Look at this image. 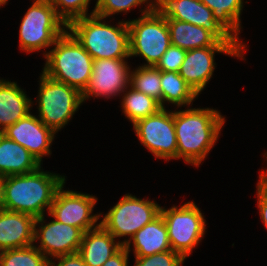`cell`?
I'll return each instance as SVG.
<instances>
[{"label": "cell", "mask_w": 267, "mask_h": 266, "mask_svg": "<svg viewBox=\"0 0 267 266\" xmlns=\"http://www.w3.org/2000/svg\"><path fill=\"white\" fill-rule=\"evenodd\" d=\"M243 46H210L186 50L185 59L179 71L180 76L199 96L213 76L216 68L215 53L246 60Z\"/></svg>", "instance_id": "cell-13"}, {"label": "cell", "mask_w": 267, "mask_h": 266, "mask_svg": "<svg viewBox=\"0 0 267 266\" xmlns=\"http://www.w3.org/2000/svg\"><path fill=\"white\" fill-rule=\"evenodd\" d=\"M131 244L135 257L150 256L172 250L168 229L161 214L136 232L123 246L130 253Z\"/></svg>", "instance_id": "cell-18"}, {"label": "cell", "mask_w": 267, "mask_h": 266, "mask_svg": "<svg viewBox=\"0 0 267 266\" xmlns=\"http://www.w3.org/2000/svg\"><path fill=\"white\" fill-rule=\"evenodd\" d=\"M166 20L170 32L171 45L181 49L191 50L210 46H242L241 44L219 42L203 27L175 19Z\"/></svg>", "instance_id": "cell-22"}, {"label": "cell", "mask_w": 267, "mask_h": 266, "mask_svg": "<svg viewBox=\"0 0 267 266\" xmlns=\"http://www.w3.org/2000/svg\"><path fill=\"white\" fill-rule=\"evenodd\" d=\"M45 214L35 220V245L49 260L79 251L84 232L55 219L45 222ZM46 223V224H45Z\"/></svg>", "instance_id": "cell-15"}, {"label": "cell", "mask_w": 267, "mask_h": 266, "mask_svg": "<svg viewBox=\"0 0 267 266\" xmlns=\"http://www.w3.org/2000/svg\"><path fill=\"white\" fill-rule=\"evenodd\" d=\"M162 108L165 103L174 104L177 108L191 106L198 97L195 91L177 72L161 71Z\"/></svg>", "instance_id": "cell-24"}, {"label": "cell", "mask_w": 267, "mask_h": 266, "mask_svg": "<svg viewBox=\"0 0 267 266\" xmlns=\"http://www.w3.org/2000/svg\"><path fill=\"white\" fill-rule=\"evenodd\" d=\"M65 176L37 170L4 177L2 209L41 217L50 210L57 190L65 184Z\"/></svg>", "instance_id": "cell-2"}, {"label": "cell", "mask_w": 267, "mask_h": 266, "mask_svg": "<svg viewBox=\"0 0 267 266\" xmlns=\"http://www.w3.org/2000/svg\"><path fill=\"white\" fill-rule=\"evenodd\" d=\"M19 28V47L26 53L50 48L67 29L50 0H33Z\"/></svg>", "instance_id": "cell-6"}, {"label": "cell", "mask_w": 267, "mask_h": 266, "mask_svg": "<svg viewBox=\"0 0 267 266\" xmlns=\"http://www.w3.org/2000/svg\"><path fill=\"white\" fill-rule=\"evenodd\" d=\"M2 266H50V260L33 244L5 250Z\"/></svg>", "instance_id": "cell-28"}, {"label": "cell", "mask_w": 267, "mask_h": 266, "mask_svg": "<svg viewBox=\"0 0 267 266\" xmlns=\"http://www.w3.org/2000/svg\"><path fill=\"white\" fill-rule=\"evenodd\" d=\"M122 94V113L132 125L138 120L154 115L162 109L157 100L134 90L130 86Z\"/></svg>", "instance_id": "cell-25"}, {"label": "cell", "mask_w": 267, "mask_h": 266, "mask_svg": "<svg viewBox=\"0 0 267 266\" xmlns=\"http://www.w3.org/2000/svg\"><path fill=\"white\" fill-rule=\"evenodd\" d=\"M123 245L101 225L83 234L78 253L87 266H102Z\"/></svg>", "instance_id": "cell-20"}, {"label": "cell", "mask_w": 267, "mask_h": 266, "mask_svg": "<svg viewBox=\"0 0 267 266\" xmlns=\"http://www.w3.org/2000/svg\"><path fill=\"white\" fill-rule=\"evenodd\" d=\"M41 165L27 149L0 133V176L30 173Z\"/></svg>", "instance_id": "cell-21"}, {"label": "cell", "mask_w": 267, "mask_h": 266, "mask_svg": "<svg viewBox=\"0 0 267 266\" xmlns=\"http://www.w3.org/2000/svg\"><path fill=\"white\" fill-rule=\"evenodd\" d=\"M37 96L38 118L58 133L68 125L75 112L84 102L82 93L74 87L58 82L41 73Z\"/></svg>", "instance_id": "cell-5"}, {"label": "cell", "mask_w": 267, "mask_h": 266, "mask_svg": "<svg viewBox=\"0 0 267 266\" xmlns=\"http://www.w3.org/2000/svg\"><path fill=\"white\" fill-rule=\"evenodd\" d=\"M91 0H50L58 16L67 24L75 19L95 14L93 11L88 13Z\"/></svg>", "instance_id": "cell-29"}, {"label": "cell", "mask_w": 267, "mask_h": 266, "mask_svg": "<svg viewBox=\"0 0 267 266\" xmlns=\"http://www.w3.org/2000/svg\"><path fill=\"white\" fill-rule=\"evenodd\" d=\"M129 252L122 246L102 266H128Z\"/></svg>", "instance_id": "cell-34"}, {"label": "cell", "mask_w": 267, "mask_h": 266, "mask_svg": "<svg viewBox=\"0 0 267 266\" xmlns=\"http://www.w3.org/2000/svg\"><path fill=\"white\" fill-rule=\"evenodd\" d=\"M213 12L214 19L220 23L246 50L247 45L239 39L241 26V14L244 0H200ZM241 40V41H240Z\"/></svg>", "instance_id": "cell-23"}, {"label": "cell", "mask_w": 267, "mask_h": 266, "mask_svg": "<svg viewBox=\"0 0 267 266\" xmlns=\"http://www.w3.org/2000/svg\"><path fill=\"white\" fill-rule=\"evenodd\" d=\"M4 177L0 176V209H2V191H3Z\"/></svg>", "instance_id": "cell-36"}, {"label": "cell", "mask_w": 267, "mask_h": 266, "mask_svg": "<svg viewBox=\"0 0 267 266\" xmlns=\"http://www.w3.org/2000/svg\"><path fill=\"white\" fill-rule=\"evenodd\" d=\"M35 220L29 214L0 209V248L19 249L35 244Z\"/></svg>", "instance_id": "cell-17"}, {"label": "cell", "mask_w": 267, "mask_h": 266, "mask_svg": "<svg viewBox=\"0 0 267 266\" xmlns=\"http://www.w3.org/2000/svg\"><path fill=\"white\" fill-rule=\"evenodd\" d=\"M105 20L96 14L87 15L73 20L68 30L94 60L128 59L130 44L127 20L119 21L114 26Z\"/></svg>", "instance_id": "cell-3"}, {"label": "cell", "mask_w": 267, "mask_h": 266, "mask_svg": "<svg viewBox=\"0 0 267 266\" xmlns=\"http://www.w3.org/2000/svg\"><path fill=\"white\" fill-rule=\"evenodd\" d=\"M162 215L168 229V238L173 251L184 259L191 255L206 234V220L194 201L185 202L179 208L161 207Z\"/></svg>", "instance_id": "cell-9"}, {"label": "cell", "mask_w": 267, "mask_h": 266, "mask_svg": "<svg viewBox=\"0 0 267 266\" xmlns=\"http://www.w3.org/2000/svg\"><path fill=\"white\" fill-rule=\"evenodd\" d=\"M140 16L127 20L130 57H143L146 63L141 66H156L171 45L167 20L156 8Z\"/></svg>", "instance_id": "cell-7"}, {"label": "cell", "mask_w": 267, "mask_h": 266, "mask_svg": "<svg viewBox=\"0 0 267 266\" xmlns=\"http://www.w3.org/2000/svg\"><path fill=\"white\" fill-rule=\"evenodd\" d=\"M133 130L149 152L157 159H177V138L174 126V111L160 109L156 114L138 120Z\"/></svg>", "instance_id": "cell-10"}, {"label": "cell", "mask_w": 267, "mask_h": 266, "mask_svg": "<svg viewBox=\"0 0 267 266\" xmlns=\"http://www.w3.org/2000/svg\"><path fill=\"white\" fill-rule=\"evenodd\" d=\"M55 260H58L56 263ZM50 266H87L82 256L76 252L72 254L60 255L50 260Z\"/></svg>", "instance_id": "cell-33"}, {"label": "cell", "mask_w": 267, "mask_h": 266, "mask_svg": "<svg viewBox=\"0 0 267 266\" xmlns=\"http://www.w3.org/2000/svg\"><path fill=\"white\" fill-rule=\"evenodd\" d=\"M64 184L57 190L49 215L55 220L81 229L84 233L96 228L102 213L93 214L97 197L92 194L64 190ZM98 222V223H97Z\"/></svg>", "instance_id": "cell-11"}, {"label": "cell", "mask_w": 267, "mask_h": 266, "mask_svg": "<svg viewBox=\"0 0 267 266\" xmlns=\"http://www.w3.org/2000/svg\"><path fill=\"white\" fill-rule=\"evenodd\" d=\"M2 133L27 149L41 164L44 156L51 155L50 146L56 134L31 112Z\"/></svg>", "instance_id": "cell-16"}, {"label": "cell", "mask_w": 267, "mask_h": 266, "mask_svg": "<svg viewBox=\"0 0 267 266\" xmlns=\"http://www.w3.org/2000/svg\"><path fill=\"white\" fill-rule=\"evenodd\" d=\"M155 8L166 18L203 27L219 42L240 44L214 17L200 0H156Z\"/></svg>", "instance_id": "cell-12"}, {"label": "cell", "mask_w": 267, "mask_h": 266, "mask_svg": "<svg viewBox=\"0 0 267 266\" xmlns=\"http://www.w3.org/2000/svg\"><path fill=\"white\" fill-rule=\"evenodd\" d=\"M161 206L149 198H137L125 194L104 214L100 224L115 238L128 236L121 241L124 245L131 237L160 214Z\"/></svg>", "instance_id": "cell-8"}, {"label": "cell", "mask_w": 267, "mask_h": 266, "mask_svg": "<svg viewBox=\"0 0 267 266\" xmlns=\"http://www.w3.org/2000/svg\"><path fill=\"white\" fill-rule=\"evenodd\" d=\"M156 0H96L94 9L92 10L96 15L109 18L112 15L119 14L121 12L127 13L132 8L146 4L143 9L140 10L141 15H146L155 9Z\"/></svg>", "instance_id": "cell-27"}, {"label": "cell", "mask_w": 267, "mask_h": 266, "mask_svg": "<svg viewBox=\"0 0 267 266\" xmlns=\"http://www.w3.org/2000/svg\"><path fill=\"white\" fill-rule=\"evenodd\" d=\"M214 108H189L174 111L177 160L199 167L216 144L226 122Z\"/></svg>", "instance_id": "cell-1"}, {"label": "cell", "mask_w": 267, "mask_h": 266, "mask_svg": "<svg viewBox=\"0 0 267 266\" xmlns=\"http://www.w3.org/2000/svg\"><path fill=\"white\" fill-rule=\"evenodd\" d=\"M263 156L266 157V161H267V152H265L263 154ZM259 176L267 182V168L266 169H263V171L260 172Z\"/></svg>", "instance_id": "cell-35"}, {"label": "cell", "mask_w": 267, "mask_h": 266, "mask_svg": "<svg viewBox=\"0 0 267 266\" xmlns=\"http://www.w3.org/2000/svg\"><path fill=\"white\" fill-rule=\"evenodd\" d=\"M161 71L155 66H139L130 71L129 86L157 100L162 107Z\"/></svg>", "instance_id": "cell-26"}, {"label": "cell", "mask_w": 267, "mask_h": 266, "mask_svg": "<svg viewBox=\"0 0 267 266\" xmlns=\"http://www.w3.org/2000/svg\"><path fill=\"white\" fill-rule=\"evenodd\" d=\"M130 71L127 59L94 60L92 75L82 92L83 101L91 97L110 99L119 96L129 86Z\"/></svg>", "instance_id": "cell-14"}, {"label": "cell", "mask_w": 267, "mask_h": 266, "mask_svg": "<svg viewBox=\"0 0 267 266\" xmlns=\"http://www.w3.org/2000/svg\"><path fill=\"white\" fill-rule=\"evenodd\" d=\"M52 47L48 52L43 51L46 60L42 73L82 93L92 75L94 59L68 29Z\"/></svg>", "instance_id": "cell-4"}, {"label": "cell", "mask_w": 267, "mask_h": 266, "mask_svg": "<svg viewBox=\"0 0 267 266\" xmlns=\"http://www.w3.org/2000/svg\"><path fill=\"white\" fill-rule=\"evenodd\" d=\"M134 258V266H182L185 261L179 253L173 250Z\"/></svg>", "instance_id": "cell-30"}, {"label": "cell", "mask_w": 267, "mask_h": 266, "mask_svg": "<svg viewBox=\"0 0 267 266\" xmlns=\"http://www.w3.org/2000/svg\"><path fill=\"white\" fill-rule=\"evenodd\" d=\"M9 0H0V8L4 5H6V3H8Z\"/></svg>", "instance_id": "cell-38"}, {"label": "cell", "mask_w": 267, "mask_h": 266, "mask_svg": "<svg viewBox=\"0 0 267 266\" xmlns=\"http://www.w3.org/2000/svg\"><path fill=\"white\" fill-rule=\"evenodd\" d=\"M4 251L5 250L0 248V266H2L3 264Z\"/></svg>", "instance_id": "cell-37"}, {"label": "cell", "mask_w": 267, "mask_h": 266, "mask_svg": "<svg viewBox=\"0 0 267 266\" xmlns=\"http://www.w3.org/2000/svg\"><path fill=\"white\" fill-rule=\"evenodd\" d=\"M185 55L186 50L170 45L155 67L160 71H172L179 73L185 59Z\"/></svg>", "instance_id": "cell-31"}, {"label": "cell", "mask_w": 267, "mask_h": 266, "mask_svg": "<svg viewBox=\"0 0 267 266\" xmlns=\"http://www.w3.org/2000/svg\"><path fill=\"white\" fill-rule=\"evenodd\" d=\"M256 187L259 215L262 223H264L265 229H267V182L259 176Z\"/></svg>", "instance_id": "cell-32"}, {"label": "cell", "mask_w": 267, "mask_h": 266, "mask_svg": "<svg viewBox=\"0 0 267 266\" xmlns=\"http://www.w3.org/2000/svg\"><path fill=\"white\" fill-rule=\"evenodd\" d=\"M23 90L17 82L0 79V133L31 112L34 102Z\"/></svg>", "instance_id": "cell-19"}]
</instances>
